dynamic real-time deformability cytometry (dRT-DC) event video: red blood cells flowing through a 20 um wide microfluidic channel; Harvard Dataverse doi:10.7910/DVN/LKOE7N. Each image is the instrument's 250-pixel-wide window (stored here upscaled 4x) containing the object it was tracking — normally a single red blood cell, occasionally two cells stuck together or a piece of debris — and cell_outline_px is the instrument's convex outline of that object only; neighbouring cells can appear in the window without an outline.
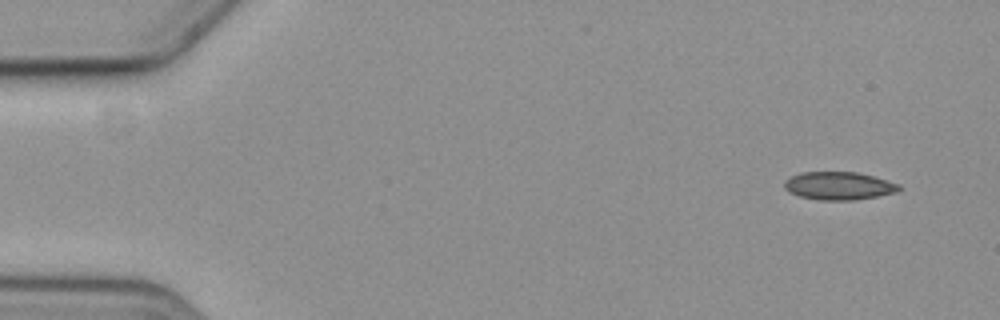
{"species": "common noctule bat (a hibernating species)", "species_latin": "Nyctalus noctula", "temperature_condition": "cold", "stored_images_in_passage": 5, "camera_frame_rate_fps": 3000, "um_per_image_px": 0.085, "animal": {"sex": "female", "body_mass_g": 19.3, "forearm_length_mm": 54.1}, "frame": {"image": 1, "passage_image": 1, "time_ms": 0.0, "image_size_px": [1000, 320], "cell_outline_px": [[900, 188], [896, 192], [876, 196], [852, 200], [820, 200], [800, 196], [788, 192], [784, 188], [784, 180], [800, 172], [856, 172], [872, 176], [900, 184]], "centroid_in_image_um": [71.25, 15.79], "position_along_channel_um": 13.7, "area_um2": 18.55}}
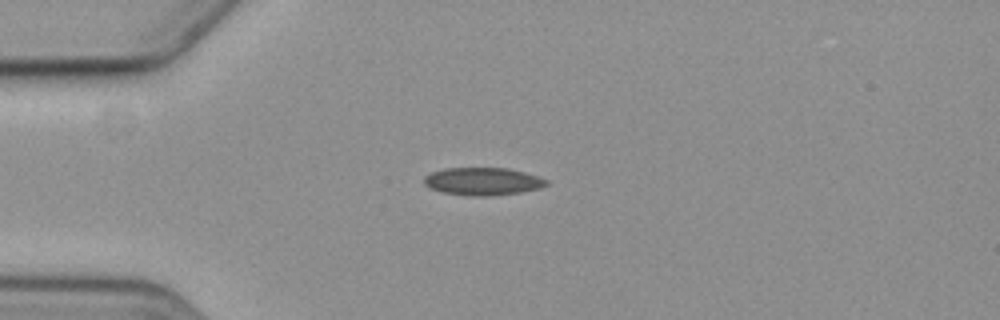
{"frame": {"image": 2, "passage_image": 4, "time_ms": 3.667, "image_size_px": [1000, 320], "cell_outline_px": [[548, 184], [540, 188], [520, 192], [484, 196], [472, 196], [444, 192], [432, 188], [424, 184], [424, 176], [432, 172], [444, 168], [508, 168], [524, 172], [548, 180]], "centroid_in_image_um": [41.04, 15.41], "position_along_channel_um": 44.0, "area_um2": 19.48}}